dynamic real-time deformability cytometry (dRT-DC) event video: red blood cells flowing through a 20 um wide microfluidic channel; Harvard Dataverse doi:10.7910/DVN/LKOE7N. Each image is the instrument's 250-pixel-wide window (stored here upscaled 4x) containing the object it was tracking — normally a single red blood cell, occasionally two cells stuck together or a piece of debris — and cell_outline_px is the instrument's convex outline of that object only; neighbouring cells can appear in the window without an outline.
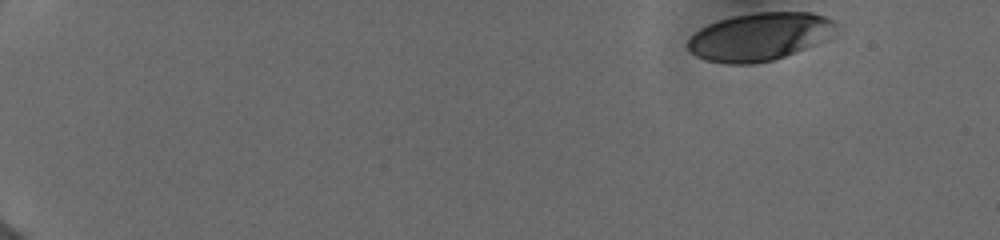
{"species": "human", "species_latin": "Homo sapiens", "temperature_condition": "cold", "stored_images_in_passage": 16, "camera_frame_rate_fps": 3000, "um_per_image_px": 0.085, "donor": {"sex": "female"}, "frame": {"image": 1, "passage_image": 1, "time_ms": 0.0, "image_size_px": [1000, 240], "cell_outline_px": [[840, 24], [824, 40], [784, 56], [772, 60], [752, 64], [728, 64], [704, 60], [696, 56], [688, 48], [688, 40], [700, 28], [708, 24], [732, 16], [756, 12], [812, 12], [824, 16]], "centroid_in_image_um": [64.55, 3.11], "position_along_channel_um": 20.5, "area_um2": 41.04}}
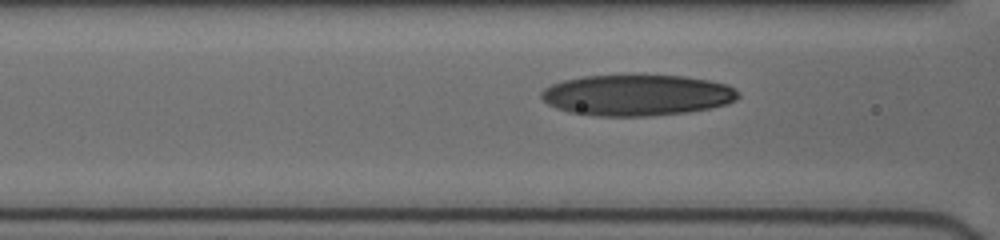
{"frame": {"image": 2, "passage_image": 14, "time_ms": 6.333, "image_size_px": [1000, 240], "cell_outline_px": [[740, 96], [736, 100], [728, 104], [688, 112], [652, 116], [596, 116], [568, 112], [556, 108], [548, 104], [540, 96], [540, 92], [544, 88], [552, 84], [564, 80], [584, 76], [684, 76], [708, 80], [728, 84]], "centroid_in_image_um": [54.13, 8.1], "position_along_channel_um": 112.5, "area_um2": 46.99}}
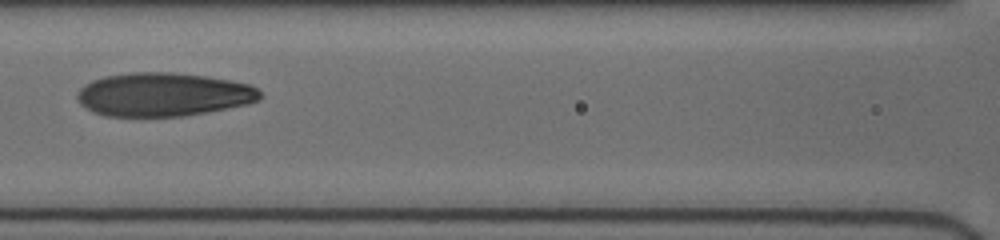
{"frame": {"image": 3, "passage_image": 16, "time_ms": 7.333, "image_size_px": [1000, 240], "cell_outline_px": [[264, 96], [260, 100], [248, 104], [208, 112], [184, 116], [104, 116], [92, 112], [80, 104], [76, 96], [80, 88], [84, 84], [92, 80], [104, 76], [132, 72], [172, 72], [204, 76], [228, 80], [248, 84], [256, 88]], "centroid_in_image_um": [13.87, 8.04], "position_along_channel_um": 152.7, "area_um2": 46.64}}